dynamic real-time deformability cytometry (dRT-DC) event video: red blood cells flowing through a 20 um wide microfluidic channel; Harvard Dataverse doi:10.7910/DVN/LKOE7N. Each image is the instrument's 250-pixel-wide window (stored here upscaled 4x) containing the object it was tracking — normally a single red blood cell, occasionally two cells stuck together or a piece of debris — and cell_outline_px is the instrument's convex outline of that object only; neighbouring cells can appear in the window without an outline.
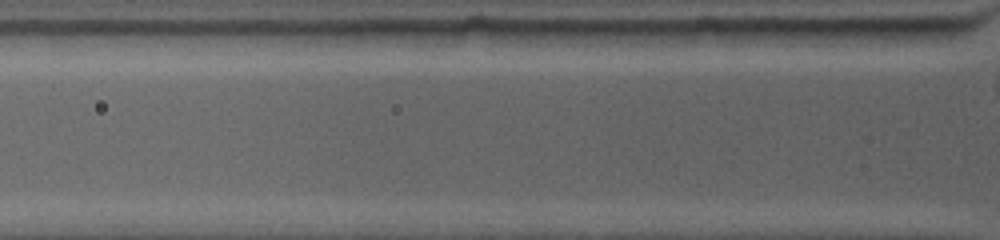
{"species": "common noctule bat (a hibernating species)", "species_latin": "Nyctalus noctula", "temperature_condition": "warm", "stored_images_in_passage": 2, "segment_of_instrument_passage": [2, 2], "camera_frame_rate_fps": 4500, "um_per_image_px": 0.085, "animal": {"sex": "female", "body_mass_g": 19.0, "forearm_length_mm": 53.3}, "frame": {"image": 1, "passage_image": 2, "time_ms": 0.667, "image_size_px": [1000, 240], "cell_outline_px": [[956, 32], [948, 44], [908, 48], [816, 48], [808, 44], [808, 28], [956, 28]], "centroid_in_image_um": [74.7, 3.19], "position_along_channel_um": 51.1, "area_um2": 20.11}}